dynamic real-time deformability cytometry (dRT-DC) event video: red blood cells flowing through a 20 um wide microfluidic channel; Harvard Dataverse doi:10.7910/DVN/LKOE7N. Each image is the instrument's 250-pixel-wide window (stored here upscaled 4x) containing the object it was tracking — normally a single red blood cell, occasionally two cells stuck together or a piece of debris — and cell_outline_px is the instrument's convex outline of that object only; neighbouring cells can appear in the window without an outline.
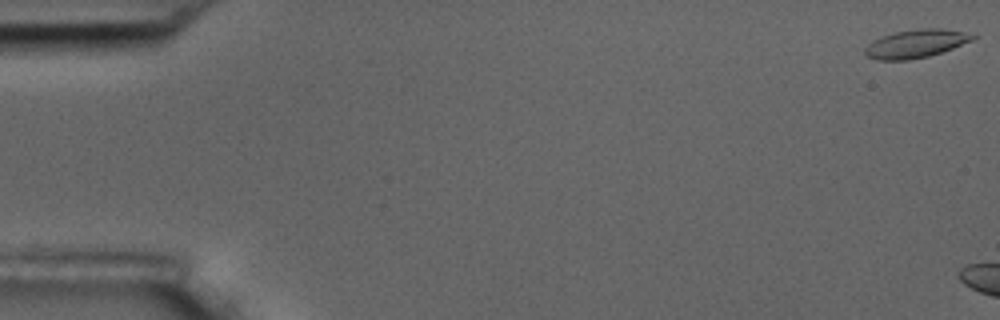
{"species": "common noctule bat (a hibernating species)", "species_latin": "Nyctalus noctula", "temperature_condition": "room temperature", "stored_images_in_passage": 6, "camera_frame_rate_fps": 3000, "um_per_image_px": 0.085, "animal": {"sex": "male", "body_mass_g": 17.5, "forearm_length_mm": 52.3}, "frame": {"image": 1, "passage_image": 1, "time_ms": 0.0, "image_size_px": [1000, 320], "cell_outline_px": [[976, 36], [972, 40], [952, 48], [928, 56], [908, 60], [876, 60], [868, 56], [864, 52], [864, 48], [872, 40], [896, 32], [920, 28], [940, 28], [976, 32]], "centroid_in_image_um": [77.89, 3.69], "position_along_channel_um": 7.1, "area_um2": 17.8}}